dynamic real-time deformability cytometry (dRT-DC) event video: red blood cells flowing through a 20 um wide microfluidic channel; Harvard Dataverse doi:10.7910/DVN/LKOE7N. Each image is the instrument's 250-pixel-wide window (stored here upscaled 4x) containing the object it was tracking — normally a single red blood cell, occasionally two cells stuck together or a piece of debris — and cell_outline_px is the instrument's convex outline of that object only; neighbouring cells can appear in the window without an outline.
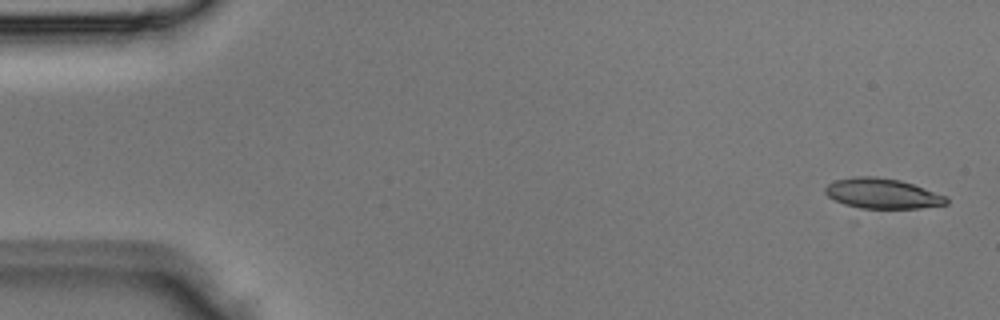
{"species": "Egyptian fruit bat (a non-hibernating species)", "species_latin": "Rousettus aegyptiacus", "temperature_condition": "room temperature", "stored_images_in_passage": 4, "segment_of_instrument_passage": [1, 2], "camera_frame_rate_fps": 3000, "um_per_image_px": 0.085, "animal": {"sex": "male"}, "frame": {"image": 1, "passage_image": 1, "time_ms": 0.0, "image_size_px": [1000, 320], "cell_outline_px": [[948, 204], [856, 224], [852, 224], [824, 192], [824, 188], [828, 184], [836, 180], [852, 176], [876, 176], [900, 180], [948, 196]], "centroid_in_image_um": [74.78, 16.81], "position_along_channel_um": 10.2, "area_um2": 27.74}}
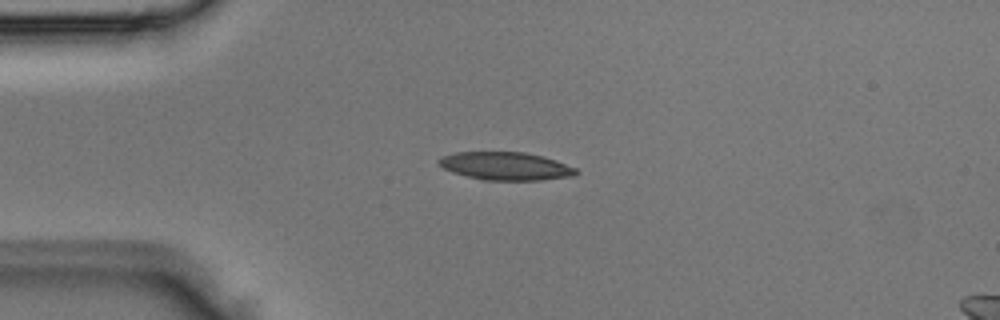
{"frame": {"image": 2, "passage_image": 3, "time_ms": 0.667, "image_size_px": [1000, 320], "cell_outline_px": [[580, 172], [576, 176], [540, 180], [484, 180], [452, 172], [444, 168], [436, 160], [440, 156], [456, 152], [524, 152], [544, 156], [556, 160], [576, 168]], "centroid_in_image_um": [43.01, 14.11], "position_along_channel_um": 42.0, "area_um2": 22.54}}